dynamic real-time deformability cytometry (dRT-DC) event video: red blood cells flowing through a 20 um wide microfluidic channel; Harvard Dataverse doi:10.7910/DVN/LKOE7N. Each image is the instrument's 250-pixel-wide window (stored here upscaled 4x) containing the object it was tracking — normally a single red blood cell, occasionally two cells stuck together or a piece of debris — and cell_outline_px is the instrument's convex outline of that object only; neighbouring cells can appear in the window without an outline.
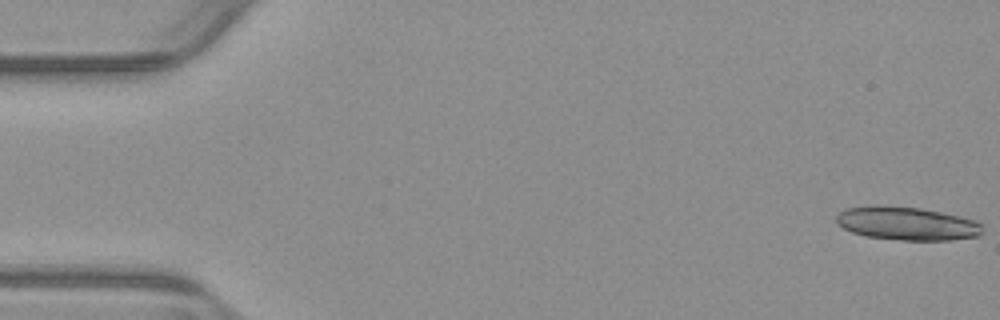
{"species": "common noctule bat (a hibernating species)", "species_latin": "Nyctalus noctula", "temperature_condition": "warm", "stored_images_in_passage": 17, "camera_frame_rate_fps": 3000, "um_per_image_px": 0.085, "animal": {"sex": "male", "body_mass_g": 23.1, "forearm_length_mm": 52.7}, "frame": {"image": 1, "passage_image": 1, "time_ms": 0.0, "image_size_px": [1000, 320], "cell_outline_px": [[984, 232], [980, 236], [952, 240], [900, 240], [864, 236], [852, 232], [844, 228], [836, 220], [836, 216], [844, 208], [872, 204], [880, 204], [920, 208], [960, 216], [976, 220], [984, 224]], "centroid_in_image_um": [77.12, 18.98], "position_along_channel_um": 7.9, "area_um2": 28.96}}